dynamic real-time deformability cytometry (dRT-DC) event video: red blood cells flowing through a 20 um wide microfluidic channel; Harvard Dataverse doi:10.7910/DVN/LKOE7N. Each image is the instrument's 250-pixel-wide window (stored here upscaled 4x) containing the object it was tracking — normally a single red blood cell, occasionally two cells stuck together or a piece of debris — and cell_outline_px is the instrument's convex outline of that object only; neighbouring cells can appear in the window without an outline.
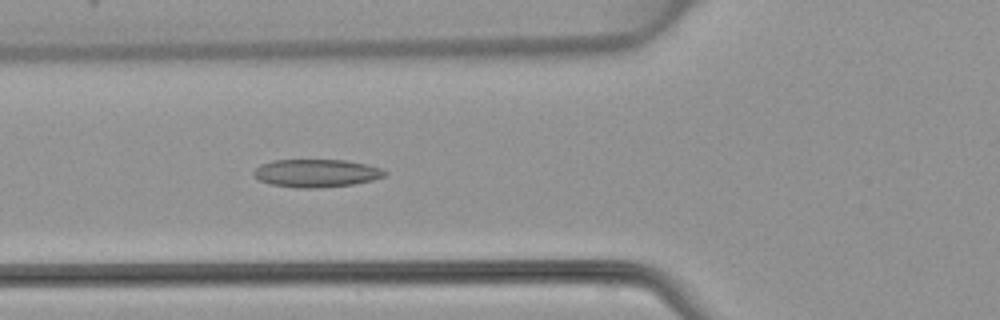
{"species": "common noctule bat (a hibernating species)", "species_latin": "Nyctalus noctula", "temperature_condition": "warm", "stored_images_in_passage": 48, "camera_frame_rate_fps": 3000, "um_per_image_px": 0.085, "animal": {"sex": "female", "body_mass_g": 22.7, "forearm_length_mm": 54.2}, "frame": {"image": 1, "passage_image": 18, "time_ms": 5.667, "image_size_px": [1000, 320], "cell_outline_px": [[388, 172], [384, 176], [372, 180], [352, 184], [316, 188], [296, 188], [272, 184], [260, 180], [252, 172], [260, 164], [272, 160], [344, 160], [364, 164], [380, 168]], "centroid_in_image_um": [26.86, 14.71], "position_along_channel_um": 98.9, "area_um2": 21.1}}
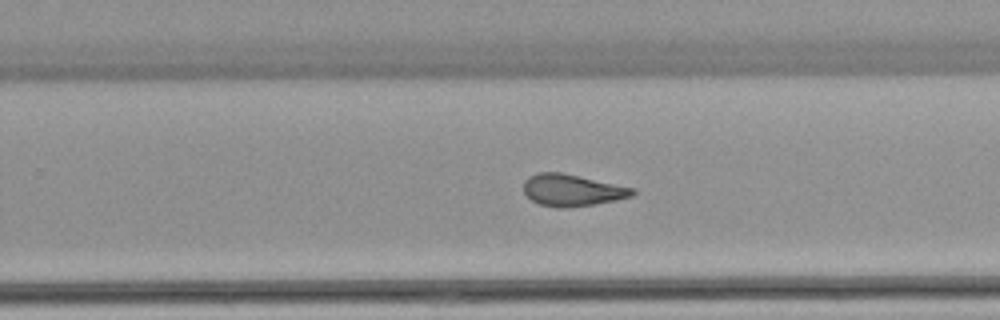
{"frame": {"image": 2, "passage_image": 31, "time_ms": 10.0, "image_size_px": [1000, 320], "cell_outline_px": [[636, 192], [632, 196], [616, 200], [596, 204], [564, 208], [556, 208], [540, 204], [532, 200], [524, 192], [524, 180], [528, 176], [540, 172], [560, 172], [636, 188]], "centroid_in_image_um": [48.64, 16.17], "position_along_channel_um": 281.2, "area_um2": 20.23}}
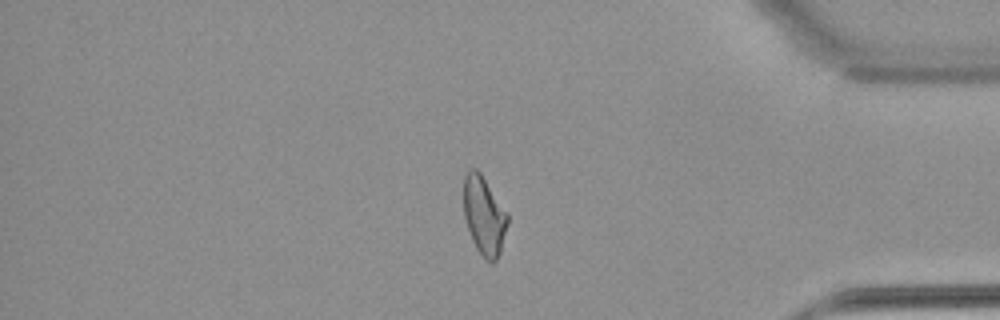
{"frame": {"image": 3, "passage_image": 41, "time_ms": 13.333, "image_size_px": [1000, 320], "cell_outline_px": [[508, 224], [500, 252], [496, 260], [492, 264], [484, 260], [476, 248], [472, 240], [464, 216], [464, 176], [468, 168], [476, 168], [480, 172], [508, 212]], "centroid_in_image_um": [41.15, 18.33], "position_along_channel_um": 394.0, "area_um2": 20.35}}